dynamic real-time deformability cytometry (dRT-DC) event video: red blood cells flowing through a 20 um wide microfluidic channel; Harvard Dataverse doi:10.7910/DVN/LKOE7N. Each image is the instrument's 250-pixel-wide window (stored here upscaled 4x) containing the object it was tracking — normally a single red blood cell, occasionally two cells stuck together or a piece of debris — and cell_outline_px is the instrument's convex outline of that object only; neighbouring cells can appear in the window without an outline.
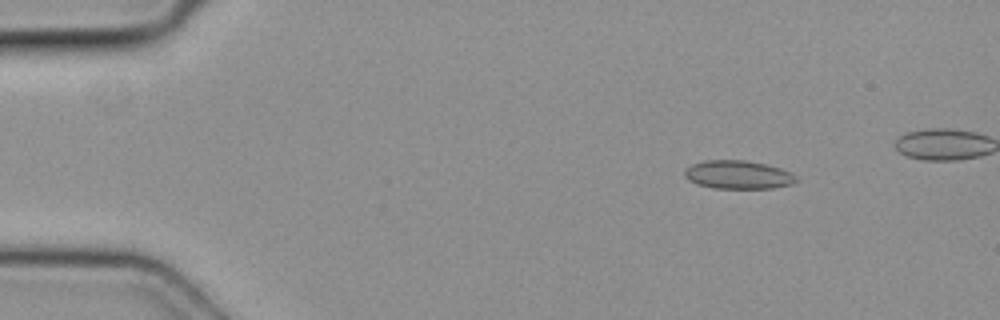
{"species": "common noctule bat (a hibernating species)", "species_latin": "Nyctalus noctula", "temperature_condition": "cold", "stored_images_in_passage": 6, "camera_frame_rate_fps": 3000, "um_per_image_px": 0.085, "animal": {"sex": "female", "body_mass_g": 19.3, "forearm_length_mm": 54.1}, "frame": {"image": 1, "passage_image": 3, "time_ms": 0.667, "image_size_px": [1000, 320], "cell_outline_px": [[796, 180], [792, 184], [772, 188], [712, 188], [696, 184], [688, 180], [684, 176], [684, 172], [692, 164], [704, 160], [744, 160], [764, 164], [780, 168], [796, 176]], "centroid_in_image_um": [62.69, 14.85], "position_along_channel_um": 22.3, "area_um2": 18.32}}